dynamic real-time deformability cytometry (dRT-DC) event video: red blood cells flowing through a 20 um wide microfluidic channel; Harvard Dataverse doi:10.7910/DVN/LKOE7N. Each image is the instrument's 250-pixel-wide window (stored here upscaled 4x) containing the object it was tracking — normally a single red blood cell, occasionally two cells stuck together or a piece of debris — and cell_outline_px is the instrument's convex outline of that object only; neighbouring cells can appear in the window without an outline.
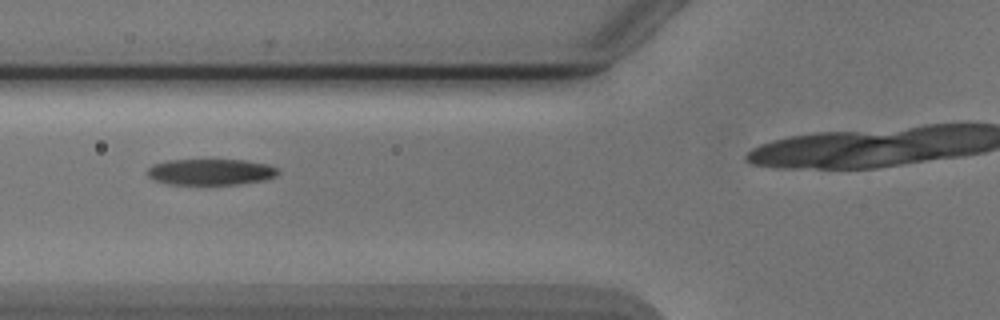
{"species": "Egyptian fruit bat (a non-hibernating species)", "species_latin": "Rousettus aegyptiacus", "temperature_condition": "cold", "stored_images_in_passage": 6, "camera_frame_rate_fps": 3000, "um_per_image_px": 0.085, "animal": {"sex": "male"}, "frame": {"image": 1, "passage_image": 2, "time_ms": 1.333, "image_size_px": [1000, 320], "cell_outline_px": [[280, 172], [276, 176], [264, 180], [236, 184], [168, 184], [156, 180], [148, 176], [148, 168], [152, 164], [168, 160], [244, 160], [268, 164], [280, 168]], "centroid_in_image_um": [17.95, 14.6], "position_along_channel_um": 107.9, "area_um2": 19.88}}
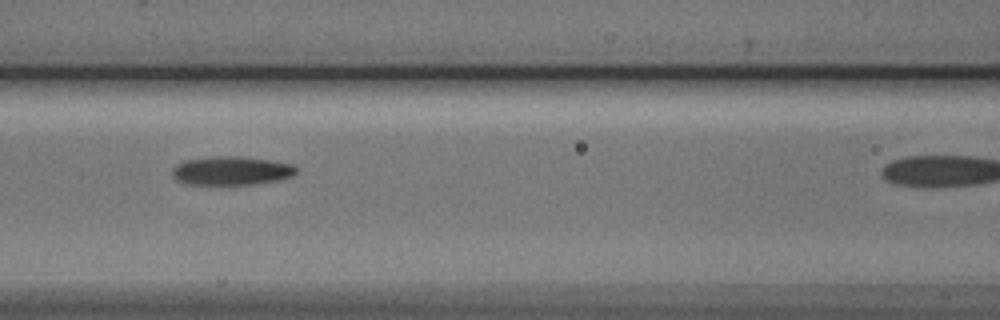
{"frame": {"image": 2, "passage_image": 3, "time_ms": 2.333, "image_size_px": [1000, 320], "cell_outline_px": [[296, 172], [292, 176], [276, 180], [252, 184], [188, 184], [176, 180], [172, 176], [172, 168], [176, 164], [184, 160], [212, 156], [240, 156], [268, 160], [292, 164], [296, 168]], "centroid_in_image_um": [19.61, 14.5], "position_along_channel_um": 147.0, "area_um2": 20.63}}
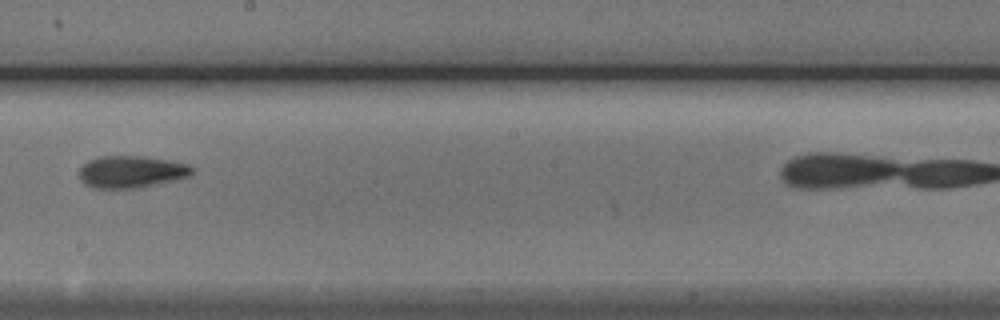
{"frame": {"image": 3, "passage_image": 5, "time_ms": 4.667, "image_size_px": [1000, 320], "cell_outline_px": [[196, 168], [188, 176], [172, 180], [136, 188], [96, 188], [84, 184], [80, 180], [80, 168], [88, 160], [96, 156], [144, 156], [172, 160], [188, 164]], "centroid_in_image_um": [11.15, 14.58], "position_along_channel_um": 237.1, "area_um2": 21.1}}